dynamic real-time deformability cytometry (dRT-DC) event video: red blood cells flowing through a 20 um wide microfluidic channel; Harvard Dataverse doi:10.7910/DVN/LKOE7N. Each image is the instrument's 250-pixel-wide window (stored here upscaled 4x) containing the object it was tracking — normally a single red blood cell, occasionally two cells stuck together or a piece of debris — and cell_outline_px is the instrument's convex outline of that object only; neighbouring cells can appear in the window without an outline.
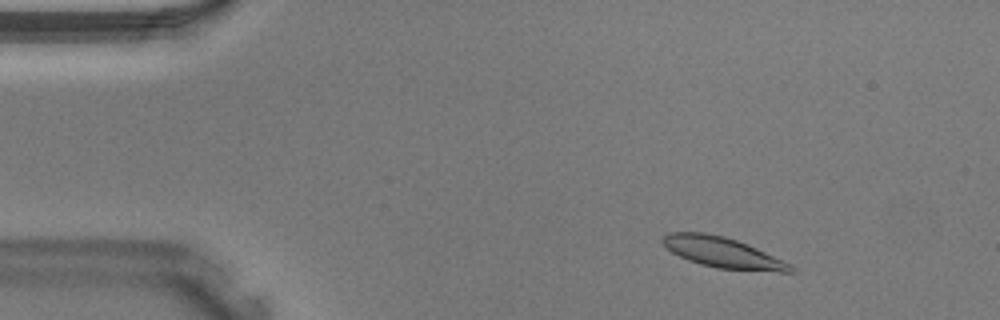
{"species": "Egyptian fruit bat (a non-hibernating species)", "species_latin": "Rousettus aegyptiacus", "temperature_condition": "warm", "stored_images_in_passage": 40, "camera_frame_rate_fps": 3000, "um_per_image_px": 0.085, "animal": {"sex": "male"}, "frame": {"image": 1, "passage_image": 5, "time_ms": 1.333, "image_size_px": [1000, 320], "cell_outline_px": [[796, 272], [780, 272], [716, 268], [700, 264], [688, 260], [672, 252], [660, 240], [668, 232], [704, 232], [724, 236], [748, 244], [792, 264], [796, 268]], "centroid_in_image_um": [61.47, 21.47], "position_along_channel_um": 23.5, "area_um2": 22.83}}
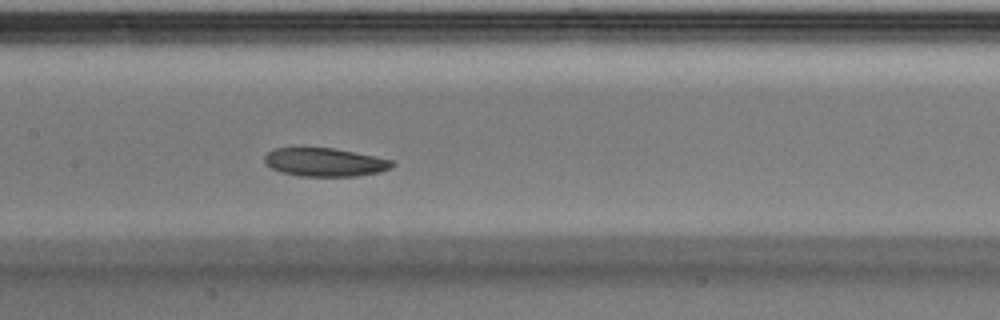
{"frame": {"image": 2, "passage_image": 19, "time_ms": 6.0, "image_size_px": [1000, 320], "cell_outline_px": [[396, 164], [380, 172], [356, 176], [300, 176], [280, 172], [264, 164], [264, 156], [268, 152], [276, 148], [332, 148], [392, 160]], "centroid_in_image_um": [27.57, 13.8], "position_along_channel_um": 179.8, "area_um2": 20.92}}
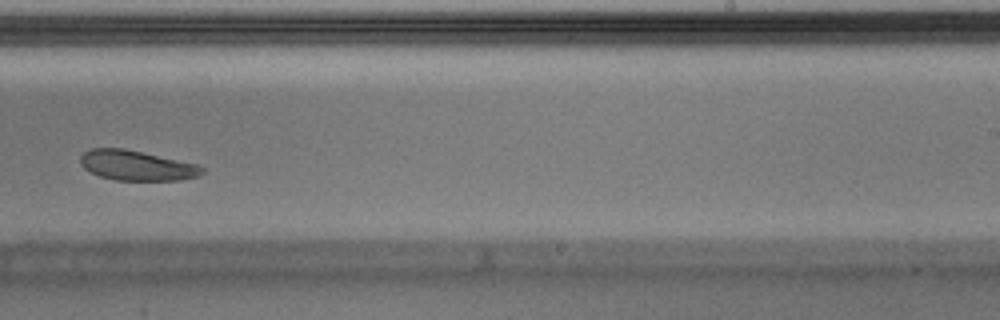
{"frame": {"image": 3, "passage_image": 25, "time_ms": 8.0, "image_size_px": [1000, 320], "cell_outline_px": [[204, 172], [200, 176], [180, 180], [116, 180], [100, 176], [84, 168], [80, 164], [80, 156], [88, 148], [124, 148], [196, 164], [204, 168]], "centroid_in_image_um": [11.6, 14.06], "position_along_channel_um": 277.4, "area_um2": 21.21}}